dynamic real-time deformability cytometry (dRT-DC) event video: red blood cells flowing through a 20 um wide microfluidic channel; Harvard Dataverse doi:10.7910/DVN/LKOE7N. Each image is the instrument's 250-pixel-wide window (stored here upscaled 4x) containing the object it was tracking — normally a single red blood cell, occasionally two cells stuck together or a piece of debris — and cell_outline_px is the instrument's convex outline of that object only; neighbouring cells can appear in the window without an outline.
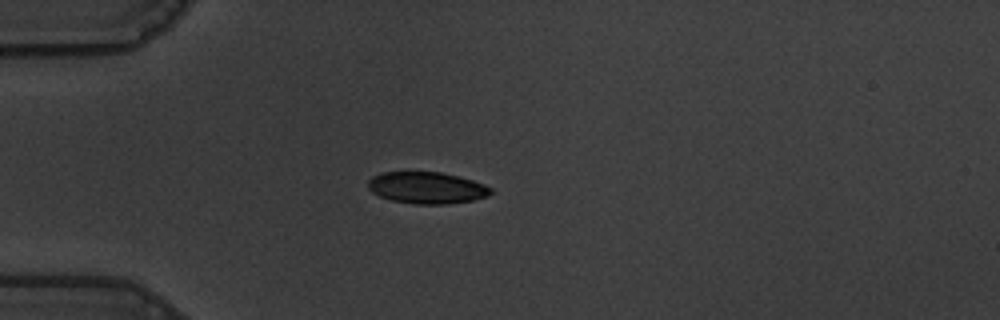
{"species": "common noctule bat (a hibernating species)", "species_latin": "Nyctalus noctula", "temperature_condition": "warm", "stored_images_in_passage": 42, "camera_frame_rate_fps": 3000, "um_per_image_px": 0.085, "animal": {"sex": "male", "body_mass_g": 19.5, "forearm_length_mm": 54.6}, "frame": {"image": 1, "passage_image": 1, "time_ms": 0.0, "image_size_px": [1000, 320], "cell_outline_px": [[492, 192], [488, 196], [472, 200], [444, 204], [416, 204], [392, 200], [380, 196], [372, 192], [368, 188], [368, 180], [372, 176], [380, 172], [440, 172], [472, 180], [484, 184], [492, 188]], "centroid_in_image_um": [36.26, 15.95], "position_along_channel_um": 48.7, "area_um2": 22.54}}
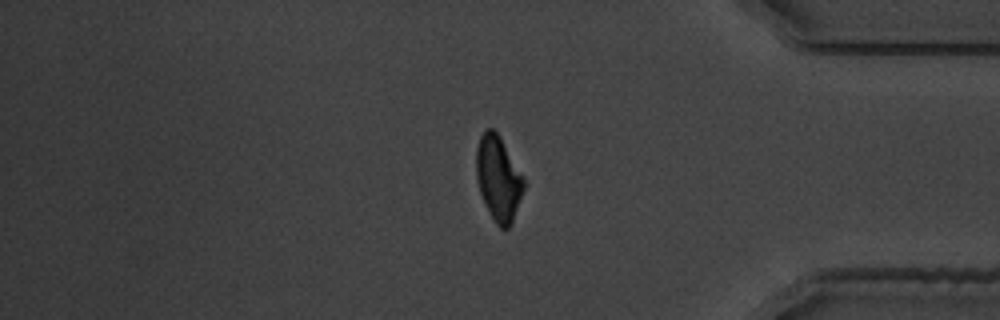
{"frame": {"image": 2, "passage_image": 33, "time_ms": 10.667, "image_size_px": [1000, 320], "cell_outline_px": [[524, 188], [512, 224], [508, 228], [500, 228], [496, 224], [484, 204], [480, 192], [476, 176], [476, 148], [480, 136], [484, 128], [492, 128], [500, 136], [524, 180]], "centroid_in_image_um": [42.33, 15.17], "position_along_channel_um": 392.9, "area_um2": 23.35}}
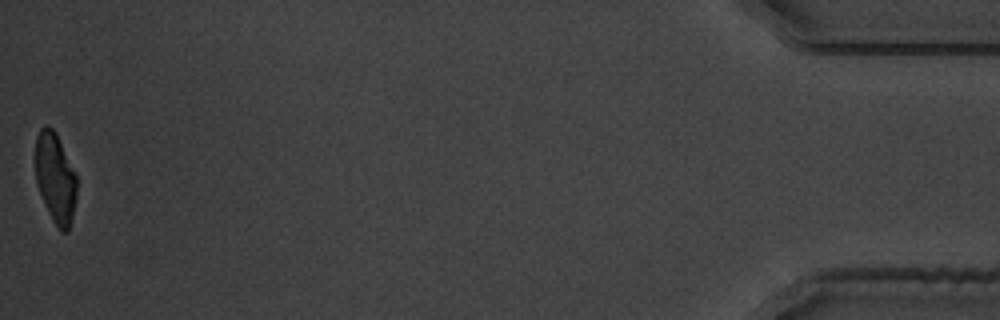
{"frame": {"image": 3, "passage_image": 42, "time_ms": 13.667, "image_size_px": [1000, 320], "cell_outline_px": [[76, 200], [68, 232], [60, 232], [52, 220], [40, 192], [36, 180], [36, 136], [40, 128], [44, 124], [48, 124], [56, 132], [76, 176]], "centroid_in_image_um": [4.7, 15.11], "position_along_channel_um": 430.5, "area_um2": 21.5}, "authors_computed_cell_mechanics": {"area_um2": 23.6402, "velocity_mm_per_s": 3.5783, "shape_relaxation_time_tau1_ms": 2.3816, "shape_relaxation_time_tau2_ms": 1.7509, "deformation_change_tau1": 0.1259, "deformation_change_tau2": 0.0474}}